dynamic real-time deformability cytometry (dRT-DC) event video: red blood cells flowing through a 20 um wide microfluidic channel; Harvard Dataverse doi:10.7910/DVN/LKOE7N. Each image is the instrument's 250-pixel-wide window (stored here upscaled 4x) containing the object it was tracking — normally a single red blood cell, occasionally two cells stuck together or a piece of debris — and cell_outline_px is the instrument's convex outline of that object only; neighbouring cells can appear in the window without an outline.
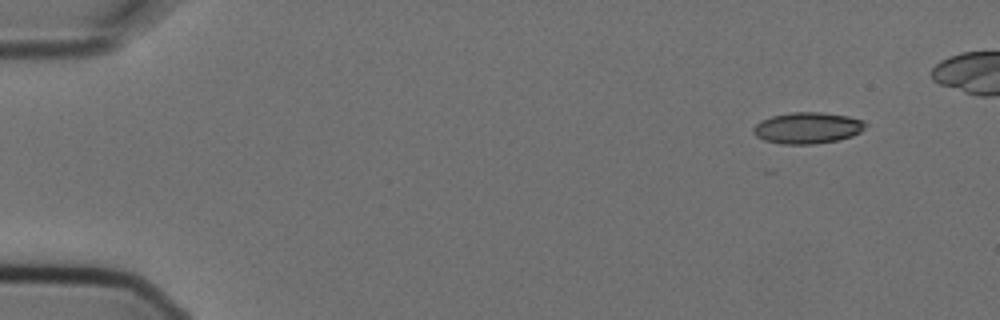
{"species": "Egyptian fruit bat (a non-hibernating species)", "species_latin": "Rousettus aegyptiacus", "temperature_condition": "cold", "stored_images_in_passage": 8, "camera_frame_rate_fps": 3000, "um_per_image_px": 0.085, "animal": {"sex": "female"}, "frame": {"image": 1, "passage_image": 1, "time_ms": 0.0, "image_size_px": [1000, 320], "cell_outline_px": [[868, 124], [860, 132], [852, 136], [836, 140], [812, 144], [780, 144], [764, 140], [756, 136], [752, 132], [752, 128], [760, 120], [772, 116], [792, 112], [820, 112], [848, 116], [864, 120]], "centroid_in_image_um": [68.62, 10.87], "position_along_channel_um": 16.4, "area_um2": 20.52}}
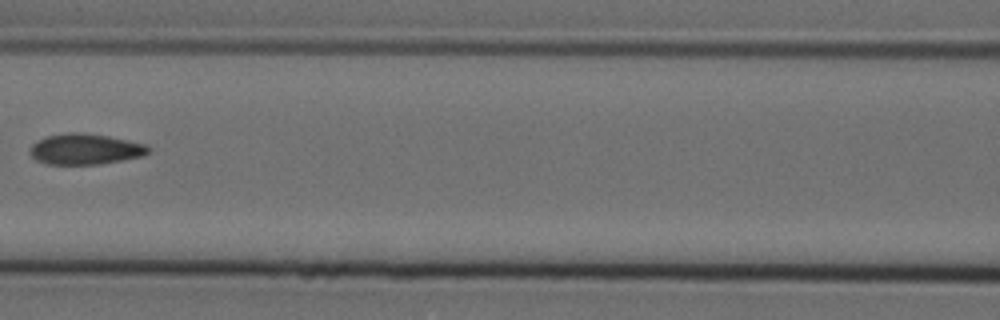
{"frame": {"image": 2, "passage_image": 7, "time_ms": 2.0, "image_size_px": [1000, 320], "cell_outline_px": [[152, 148], [144, 156], [100, 164], [44, 164], [36, 160], [28, 152], [32, 144], [36, 140], [48, 136], [68, 132], [80, 132], [108, 136], [148, 144]], "centroid_in_image_um": [7.25, 12.67], "position_along_channel_um": 159.4, "area_um2": 21.44}}
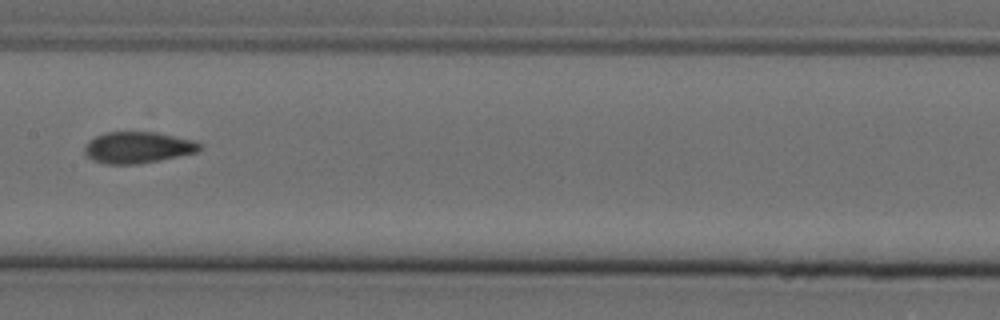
{"frame": {"image": 3, "passage_image": 8, "time_ms": 2.333, "image_size_px": [1000, 320], "cell_outline_px": [[204, 144], [196, 152], [160, 160], [140, 164], [104, 164], [92, 160], [84, 152], [84, 148], [88, 140], [104, 132], [156, 132], [192, 140]], "centroid_in_image_um": [11.68, 12.54], "position_along_channel_um": 195.7, "area_um2": 21.1}}